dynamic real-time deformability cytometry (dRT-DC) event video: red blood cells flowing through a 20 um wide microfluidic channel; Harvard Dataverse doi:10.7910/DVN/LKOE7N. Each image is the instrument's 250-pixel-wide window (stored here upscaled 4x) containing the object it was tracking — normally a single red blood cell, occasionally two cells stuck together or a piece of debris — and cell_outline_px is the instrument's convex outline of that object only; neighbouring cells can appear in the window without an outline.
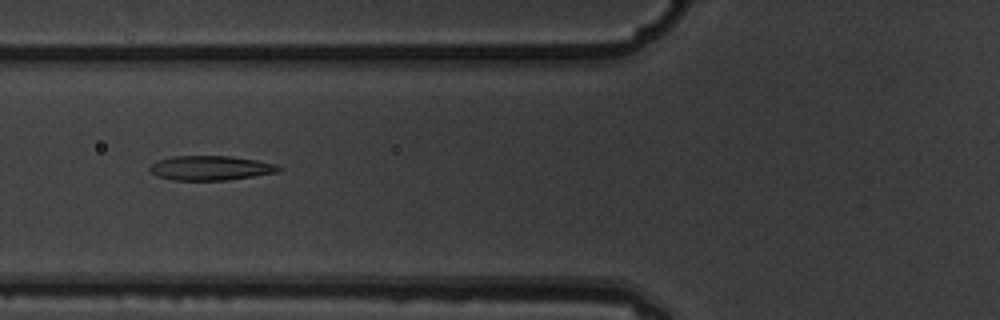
{"species": "common noctule bat (a hibernating species)", "species_latin": "Nyctalus noctula", "temperature_condition": "warm", "stored_images_in_passage": 14, "segment_of_instrument_passage": [1, 2], "camera_frame_rate_fps": 3000, "um_per_image_px": 0.085, "animal": {"sex": "male", "body_mass_g": 19.5, "forearm_length_mm": 54.6}, "frame": {"image": 1, "passage_image": 4, "time_ms": 1.0, "image_size_px": [1000, 320], "cell_outline_px": [[280, 168], [276, 172], [252, 176], [224, 180], [172, 180], [156, 176], [148, 168], [156, 160], [172, 156], [232, 156], [256, 160], [276, 164]], "centroid_in_image_um": [17.83, 14.27], "position_along_channel_um": 108.0, "area_um2": 18.26}}
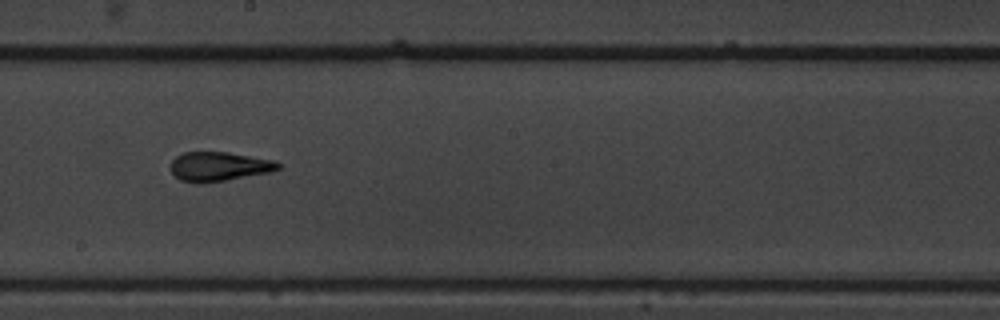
{"frame": {"image": 2, "passage_image": 7, "time_ms": 2.0, "image_size_px": [1000, 320], "cell_outline_px": [[280, 168], [268, 172], [224, 180], [180, 180], [172, 172], [172, 160], [176, 156], [184, 152], [228, 152], [272, 160], [280, 164]], "centroid_in_image_um": [18.63, 14.1], "position_along_channel_um": 229.6, "area_um2": 17.34}}
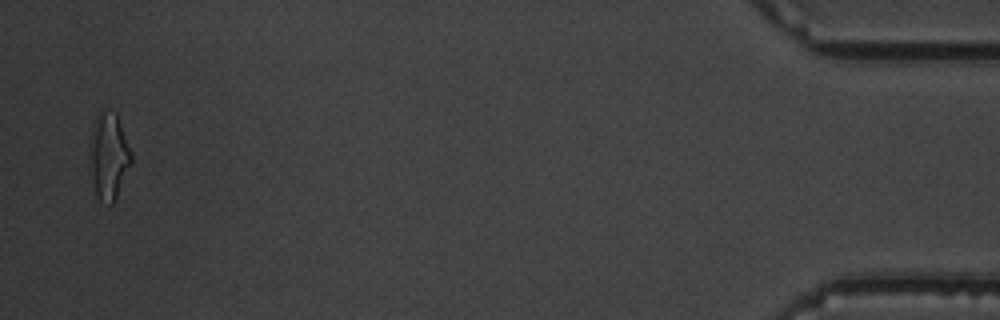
{"frame": {"image": 3, "passage_image": 13, "time_ms": 4.0, "image_size_px": [1000, 320], "cell_outline_px": [[132, 164], [112, 204], [108, 204], [100, 200], [96, 192], [92, 180], [88, 164], [88, 152], [92, 124], [96, 116], [104, 108], [116, 112], [132, 152]], "centroid_in_image_um": [9.22, 13.21], "position_along_channel_um": 426.0, "area_um2": 21.44}}